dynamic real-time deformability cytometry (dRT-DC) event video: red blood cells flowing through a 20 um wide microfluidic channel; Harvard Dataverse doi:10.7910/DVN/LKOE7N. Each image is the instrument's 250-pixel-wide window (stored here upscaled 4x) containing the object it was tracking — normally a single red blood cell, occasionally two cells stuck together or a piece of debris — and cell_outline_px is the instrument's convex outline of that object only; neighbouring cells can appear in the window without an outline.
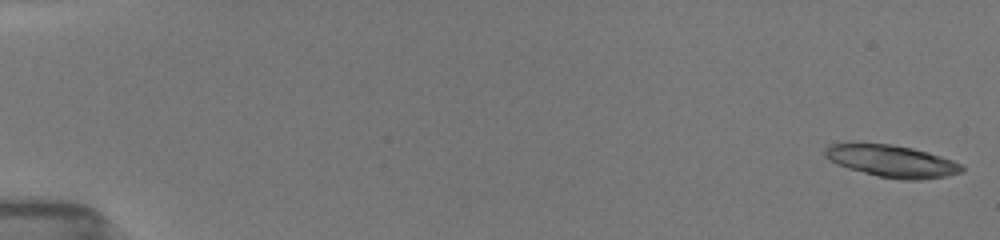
{"species": "common noctule bat (a hibernating species)", "species_latin": "Nyctalus noctula", "temperature_condition": "room temperature", "stored_images_in_passage": 32, "camera_frame_rate_fps": 3000, "um_per_image_px": 0.085, "animal": {"sex": "female", "body_mass_g": 19.5, "forearm_length_mm": 54.1}, "frame": {"image": 1, "passage_image": 1, "time_ms": 0.0, "image_size_px": [1000, 240], "cell_outline_px": [[964, 172], [948, 176], [920, 180], [904, 180], [876, 176], [848, 168], [836, 164], [824, 156], [824, 152], [832, 144], [892, 144], [912, 148], [940, 156], [952, 160], [960, 164], [964, 168]], "centroid_in_image_um": [75.85, 13.72], "position_along_channel_um": 9.2, "area_um2": 25.32}}
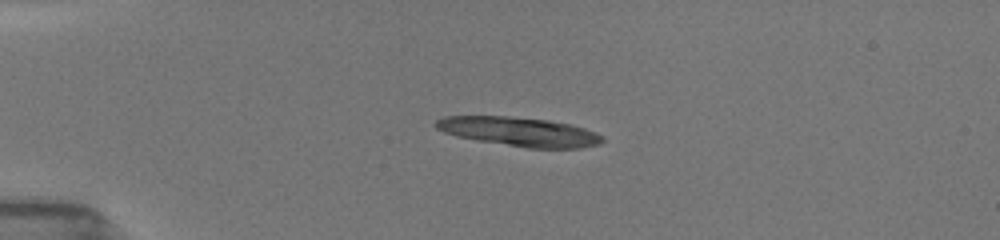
{"frame": {"image": 2, "passage_image": 13, "time_ms": 4.0, "image_size_px": [1000, 240], "cell_outline_px": [[604, 140], [600, 144], [580, 148], [528, 148], [476, 140], [456, 136], [444, 132], [436, 128], [436, 120], [444, 116], [508, 116], [548, 120], [568, 124], [584, 128], [604, 136]], "centroid_in_image_um": [44.14, 11.19], "position_along_channel_um": 40.9, "area_um2": 28.15}}